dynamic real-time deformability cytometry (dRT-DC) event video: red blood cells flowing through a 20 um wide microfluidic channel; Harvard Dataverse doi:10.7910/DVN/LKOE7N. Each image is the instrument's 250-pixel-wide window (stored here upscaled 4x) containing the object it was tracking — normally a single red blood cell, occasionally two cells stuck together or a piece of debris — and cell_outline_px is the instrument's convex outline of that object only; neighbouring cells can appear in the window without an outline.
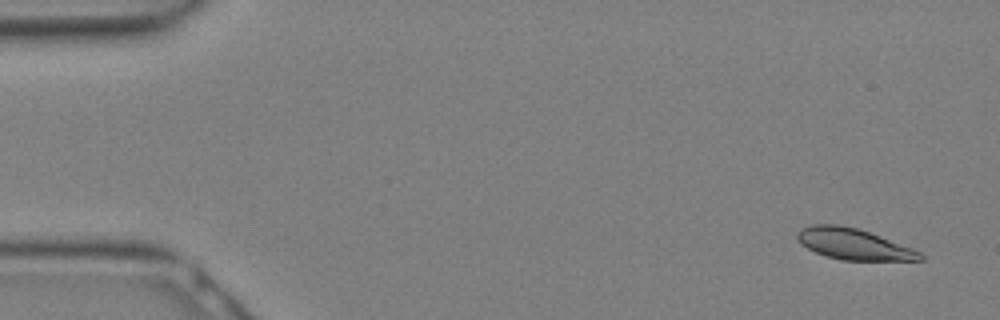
{"species": "Egyptian fruit bat (a non-hibernating species)", "species_latin": "Rousettus aegyptiacus", "temperature_condition": "warm", "stored_images_in_passage": 22, "camera_frame_rate_fps": 3000, "um_per_image_px": 0.085, "animal": {"sex": "female"}, "frame": {"image": 1, "passage_image": 2, "time_ms": 0.333, "image_size_px": [1000, 320], "cell_outline_px": [[924, 260], [844, 260], [828, 256], [816, 252], [800, 244], [796, 240], [796, 232], [800, 228], [812, 224], [836, 224], [856, 228], [880, 236], [912, 248], [920, 252], [924, 256]], "centroid_in_image_um": [72.51, 20.73], "position_along_channel_um": 12.5, "area_um2": 22.08}}
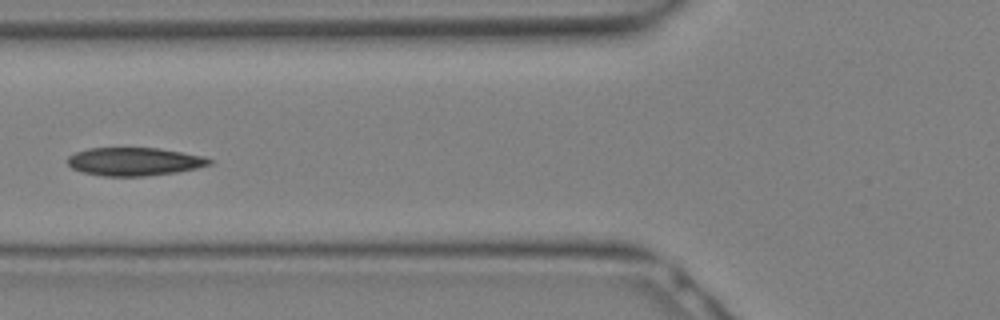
{"frame": {"image": 2, "passage_image": 12, "time_ms": 3.667, "image_size_px": [1000, 320], "cell_outline_px": [[212, 164], [196, 168], [176, 172], [144, 176], [104, 176], [84, 172], [72, 168], [68, 164], [68, 156], [76, 152], [88, 148], [160, 148], [204, 156], [212, 160]], "centroid_in_image_um": [11.43, 13.73], "position_along_channel_um": 114.4, "area_um2": 23.18}}
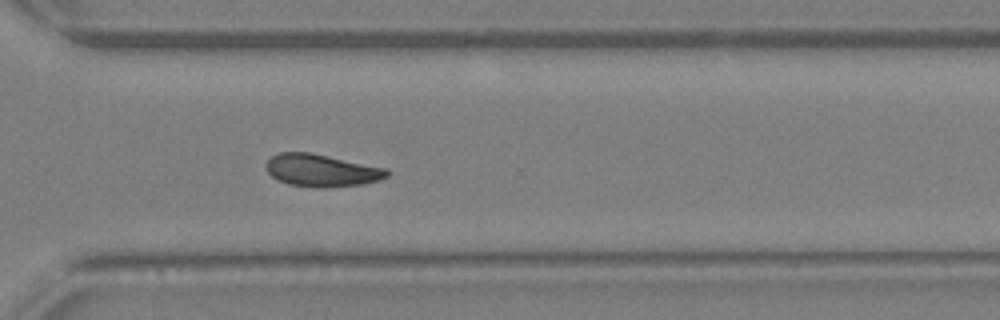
{"frame": {"image": 3, "passage_image": 22, "time_ms": 7.0, "image_size_px": [1000, 320], "cell_outline_px": [[392, 172], [388, 176], [380, 180], [364, 184], [324, 188], [312, 188], [288, 184], [272, 176], [268, 172], [264, 164], [272, 156], [280, 152], [312, 152], [388, 168]], "centroid_in_image_um": [27.38, 14.48], "position_along_channel_um": 343.2, "area_um2": 23.29}}